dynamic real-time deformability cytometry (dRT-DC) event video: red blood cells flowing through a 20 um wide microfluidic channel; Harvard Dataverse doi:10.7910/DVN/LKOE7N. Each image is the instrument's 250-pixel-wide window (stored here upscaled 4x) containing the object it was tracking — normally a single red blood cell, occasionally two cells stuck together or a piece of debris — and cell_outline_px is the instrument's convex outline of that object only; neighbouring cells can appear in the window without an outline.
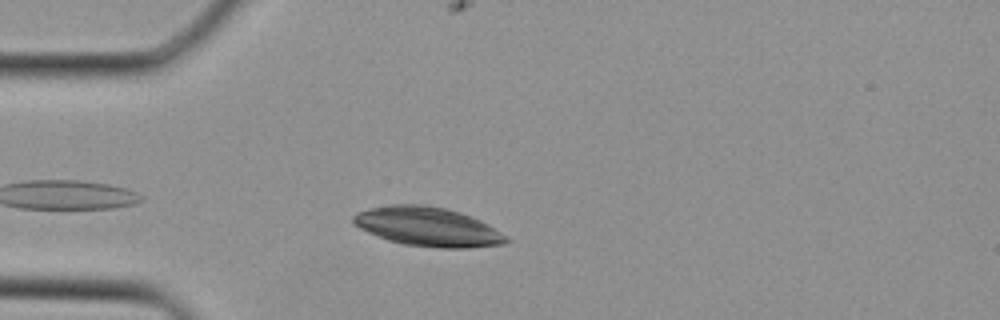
{"species": "Egyptian fruit bat (a non-hibernating species)", "species_latin": "Rousettus aegyptiacus", "temperature_condition": "cold", "stored_images_in_passage": 26, "camera_frame_rate_fps": 3000, "um_per_image_px": 0.085, "animal": {"sex": "female"}, "frame": {"image": 1, "passage_image": 2, "time_ms": 0.333, "image_size_px": [1000, 320], "cell_outline_px": [[512, 240], [504, 244], [468, 248], [440, 248], [404, 244], [388, 240], [368, 232], [352, 224], [352, 216], [360, 212], [372, 208], [388, 204], [424, 204], [444, 208], [460, 212], [480, 220], [508, 236]], "centroid_in_image_um": [36.38, 19.27], "position_along_channel_um": 48.6, "area_um2": 34.85}}
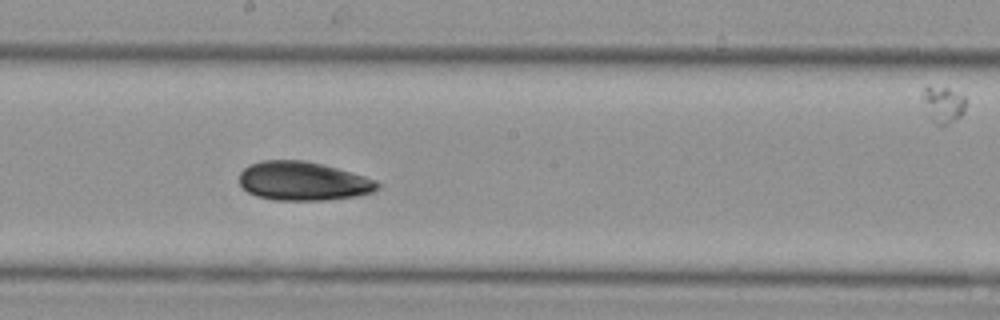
{"frame": {"image": 2, "passage_image": 12, "time_ms": 3.667, "image_size_px": [1000, 320], "cell_outline_px": [[380, 188], [372, 192], [356, 196], [328, 200], [272, 200], [256, 196], [248, 192], [240, 184], [240, 172], [248, 164], [260, 160], [304, 160], [336, 168], [364, 176], [376, 180], [380, 184]], "centroid_in_image_um": [25.74, 15.4], "position_along_channel_um": 222.5, "area_um2": 31.33}}
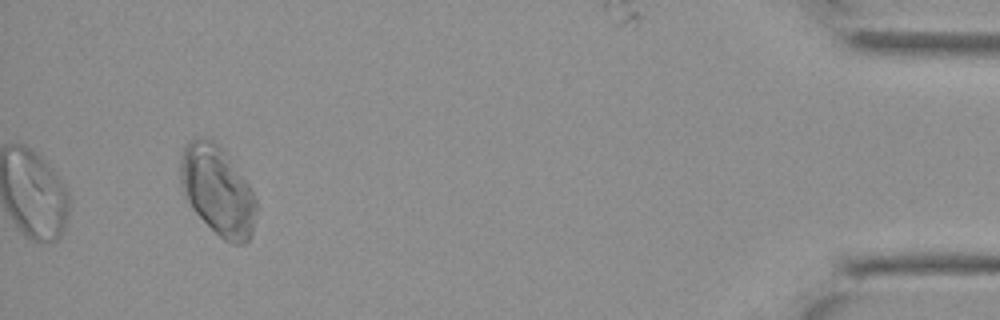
{"frame": {"image": 3, "passage_image": 26, "time_ms": 8.333, "image_size_px": [1000, 320], "cell_outline_px": [[256, 208], [252, 232], [248, 240], [244, 244], [232, 244], [224, 240], [192, 208], [184, 196], [180, 184], [180, 156], [184, 148], [196, 136], [204, 136], [216, 140], [224, 148], [248, 184], [256, 200]], "centroid_in_image_um": [18.48, 16.13], "position_along_channel_um": 416.7, "area_um2": 39.54}}